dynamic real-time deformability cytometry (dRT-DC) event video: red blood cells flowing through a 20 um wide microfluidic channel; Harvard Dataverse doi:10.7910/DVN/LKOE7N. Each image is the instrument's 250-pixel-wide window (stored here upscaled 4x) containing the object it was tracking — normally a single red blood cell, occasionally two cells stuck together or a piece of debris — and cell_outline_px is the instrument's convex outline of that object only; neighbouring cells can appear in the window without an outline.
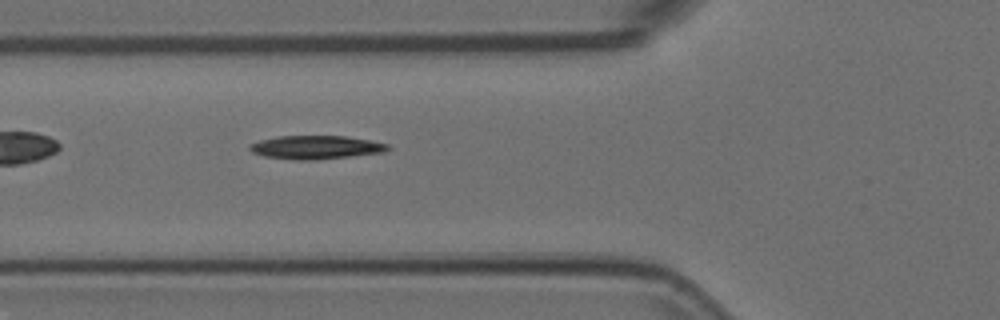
{"species": "Egyptian fruit bat (a non-hibernating species)", "species_latin": "Rousettus aegyptiacus", "temperature_condition": "room temperature", "stored_images_in_passage": 6, "camera_frame_rate_fps": 3000, "um_per_image_px": 0.085, "animal": {"sex": "female"}, "frame": {"image": 1, "passage_image": 6, "time_ms": 1.667, "image_size_px": [1000, 320], "cell_outline_px": [[392, 148], [384, 152], [316, 160], [300, 160], [264, 156], [252, 152], [248, 148], [252, 144], [260, 140], [276, 136], [344, 136], [368, 140], [388, 144]], "centroid_in_image_um": [26.86, 12.52], "position_along_channel_um": 98.9, "area_um2": 18.73}}